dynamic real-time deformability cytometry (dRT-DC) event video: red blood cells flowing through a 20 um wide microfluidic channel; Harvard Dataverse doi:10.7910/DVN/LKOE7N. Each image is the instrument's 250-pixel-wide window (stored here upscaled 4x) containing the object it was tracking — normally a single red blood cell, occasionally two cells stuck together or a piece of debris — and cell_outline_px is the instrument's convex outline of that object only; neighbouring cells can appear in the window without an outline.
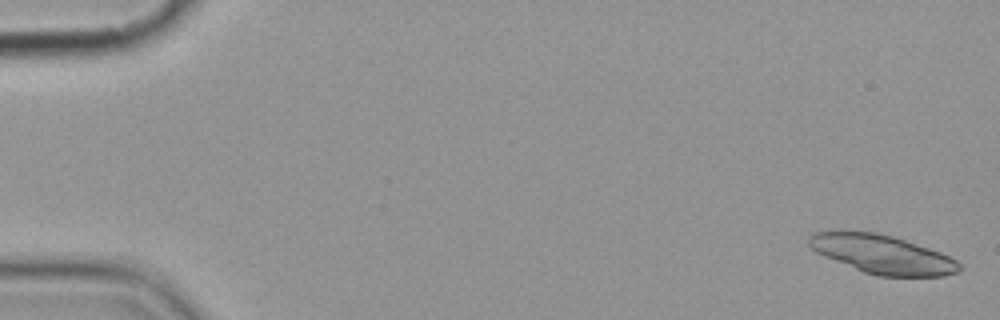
{"species": "common noctule bat (a hibernating species)", "species_latin": "Nyctalus noctula", "temperature_condition": "cold", "stored_images_in_passage": 9, "camera_frame_rate_fps": 3000, "um_per_image_px": 0.085, "animal": {"sex": "female", "body_mass_g": 19.9}, "frame": {"image": 1, "passage_image": 1, "time_ms": 0.0, "image_size_px": [1000, 320], "cell_outline_px": [[960, 268], [956, 272], [944, 276], [876, 276], [864, 272], [824, 256], [816, 252], [808, 244], [808, 236], [812, 232], [876, 232], [892, 236], [940, 252], [956, 260], [960, 264]], "centroid_in_image_um": [74.98, 21.62], "position_along_channel_um": 10.0, "area_um2": 33.35}}
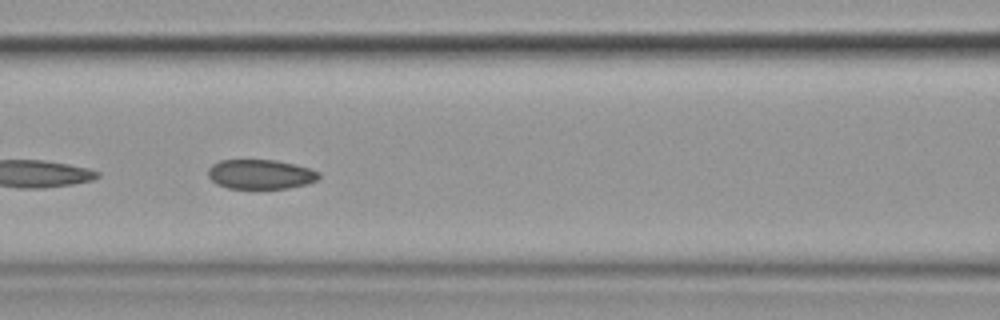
{"frame": {"image": 2, "passage_image": 8, "time_ms": 8.0, "image_size_px": [1000, 320], "cell_outline_px": [[320, 176], [316, 180], [308, 184], [288, 188], [228, 188], [216, 184], [208, 176], [208, 168], [212, 164], [220, 160], [276, 160], [296, 164], [320, 172]], "centroid_in_image_um": [22.14, 14.81], "position_along_channel_um": 144.5, "area_um2": 19.13}}
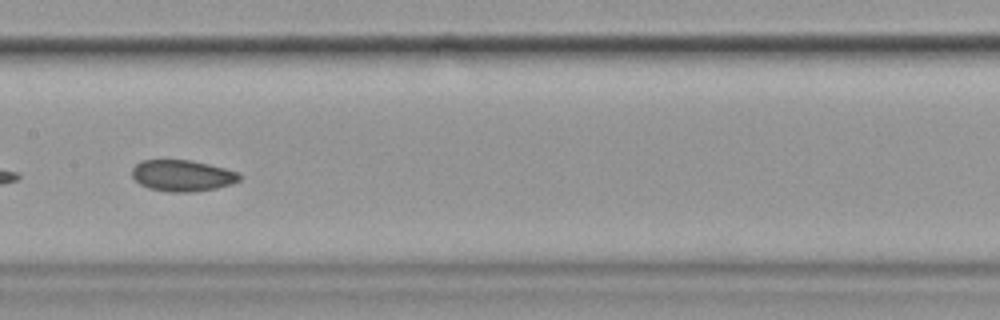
{"frame": {"image": 3, "passage_image": 9, "time_ms": 9.333, "image_size_px": [1000, 320], "cell_outline_px": [[240, 180], [232, 184], [216, 188], [192, 192], [168, 192], [148, 188], [140, 184], [132, 176], [132, 168], [140, 160], [192, 160], [224, 168], [236, 172], [240, 176]], "centroid_in_image_um": [15.47, 14.93], "position_along_channel_um": 191.9, "area_um2": 19.59}}